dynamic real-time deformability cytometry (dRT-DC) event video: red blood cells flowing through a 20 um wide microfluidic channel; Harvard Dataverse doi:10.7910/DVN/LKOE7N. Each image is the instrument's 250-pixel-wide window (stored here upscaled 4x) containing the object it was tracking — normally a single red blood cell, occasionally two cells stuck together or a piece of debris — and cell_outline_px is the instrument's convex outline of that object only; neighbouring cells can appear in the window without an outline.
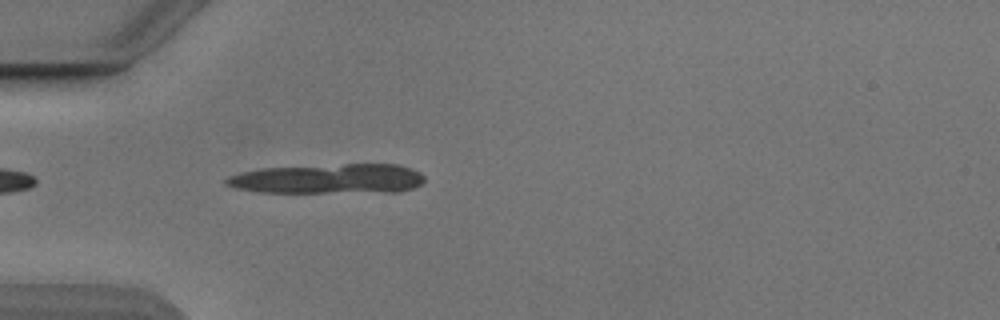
{"species": "Egyptian fruit bat (a non-hibernating species)", "species_latin": "Rousettus aegyptiacus", "temperature_condition": "cold", "stored_images_in_passage": 6, "camera_frame_rate_fps": 3000, "um_per_image_px": 0.085, "animal": {"sex": "male"}, "frame": {"image": 1, "passage_image": 2, "time_ms": 0.333, "image_size_px": [1000, 320], "cell_outline_px": [[424, 180], [420, 184], [412, 188], [396, 192], [256, 192], [236, 188], [224, 184], [224, 180], [228, 176], [260, 168], [344, 164], [396, 164], [412, 168], [420, 172], [424, 176]], "centroid_in_image_um": [27.91, 15.2], "position_along_channel_um": 57.1, "area_um2": 34.45}}